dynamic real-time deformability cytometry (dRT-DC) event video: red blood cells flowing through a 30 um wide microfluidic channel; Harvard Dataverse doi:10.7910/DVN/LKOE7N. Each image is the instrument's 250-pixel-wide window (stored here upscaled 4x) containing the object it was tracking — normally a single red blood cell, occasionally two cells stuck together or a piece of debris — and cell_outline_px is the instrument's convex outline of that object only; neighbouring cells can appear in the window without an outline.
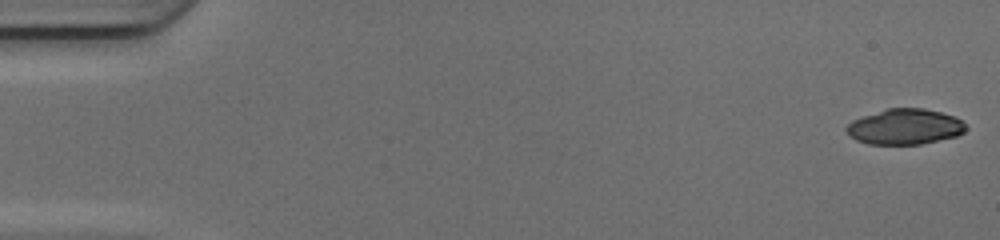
{"species": "common noctule bat (a hibernating species)", "species_latin": "Nyctalus noctula", "temperature_condition": "cold", "stored_images_in_passage": 49, "camera_frame_rate_fps": 3000, "um_per_image_px": 0.085, "animal": {"sex": "female", "body_mass_g": 17.0, "forearm_length_mm": 48.0}, "frame": {"image": 1, "passage_image": 1, "time_ms": 0.0, "image_size_px": [1000, 240], "cell_outline_px": [[968, 128], [964, 132], [956, 136], [920, 144], [868, 144], [856, 140], [848, 136], [844, 128], [852, 120], [888, 108], [924, 108], [956, 116]], "centroid_in_image_um": [76.9, 10.77], "position_along_channel_um": 8.1, "area_um2": 24.74}}
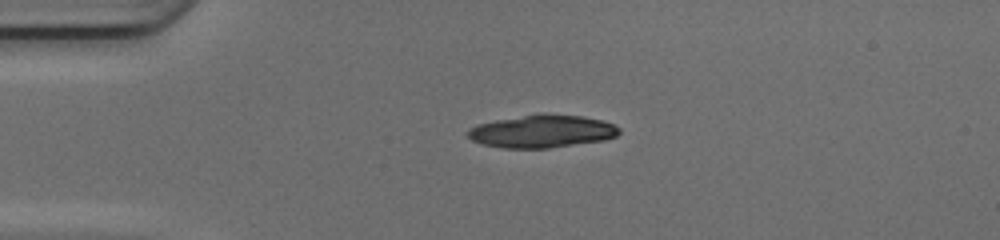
{"frame": {"image": 2, "passage_image": 12, "time_ms": 3.667, "image_size_px": [1000, 240], "cell_outline_px": [[620, 132], [616, 136], [604, 140], [548, 148], [504, 148], [484, 144], [472, 140], [464, 132], [468, 128], [476, 124], [496, 120], [540, 112], [544, 112], [584, 116], [604, 120], [620, 128]], "centroid_in_image_um": [46.06, 11.14], "position_along_channel_um": 38.9, "area_um2": 29.3}}
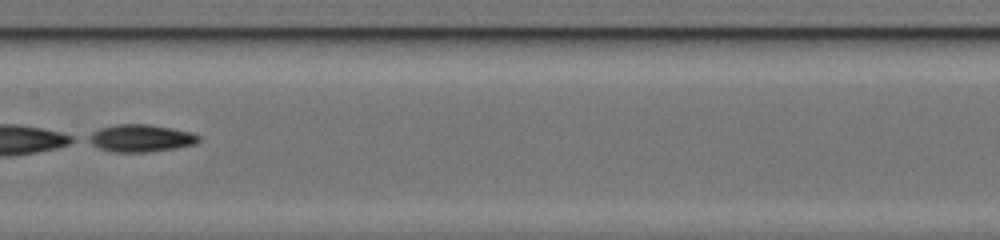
{"frame": {"image": 3, "passage_image": 26, "time_ms": 8.333, "image_size_px": [1000, 240], "cell_outline_px": [[200, 140], [196, 144], [176, 148], [144, 152], [112, 152], [100, 148], [84, 140], [84, 136], [100, 128], [116, 124], [148, 124], [172, 128], [192, 132], [200, 136]], "centroid_in_image_um": [11.92, 11.74], "position_along_channel_um": 195.5, "area_um2": 17.8}}